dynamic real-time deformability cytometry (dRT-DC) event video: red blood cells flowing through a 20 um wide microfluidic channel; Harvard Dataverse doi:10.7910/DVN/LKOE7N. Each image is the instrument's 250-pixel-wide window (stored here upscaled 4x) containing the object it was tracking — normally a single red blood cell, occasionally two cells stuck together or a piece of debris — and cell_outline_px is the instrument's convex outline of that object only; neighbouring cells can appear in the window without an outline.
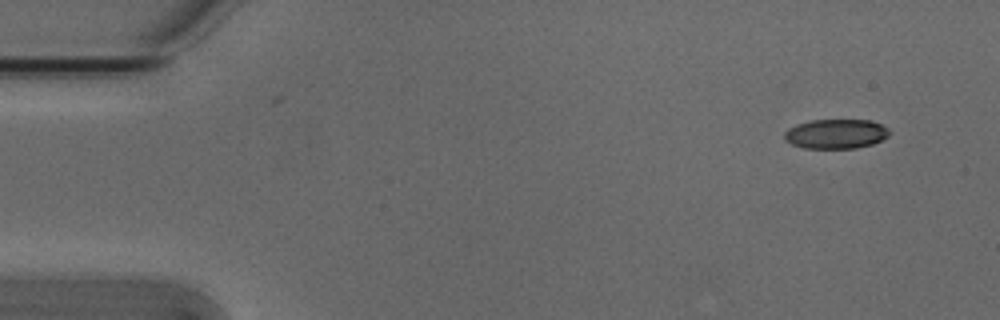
{"species": "Egyptian fruit bat (a non-hibernating species)", "species_latin": "Rousettus aegyptiacus", "temperature_condition": "cold", "stored_images_in_passage": 51, "camera_frame_rate_fps": 3000, "um_per_image_px": 0.085, "animal": {"sex": "male"}, "frame": {"image": 1, "passage_image": 1, "time_ms": 0.0, "image_size_px": [1000, 320], "cell_outline_px": [[892, 132], [888, 136], [872, 144], [856, 148], [804, 148], [792, 144], [784, 140], [784, 132], [788, 128], [796, 124], [808, 120], [872, 120], [888, 128]], "centroid_in_image_um": [71.04, 11.37], "position_along_channel_um": 14.0, "area_um2": 18.21}}
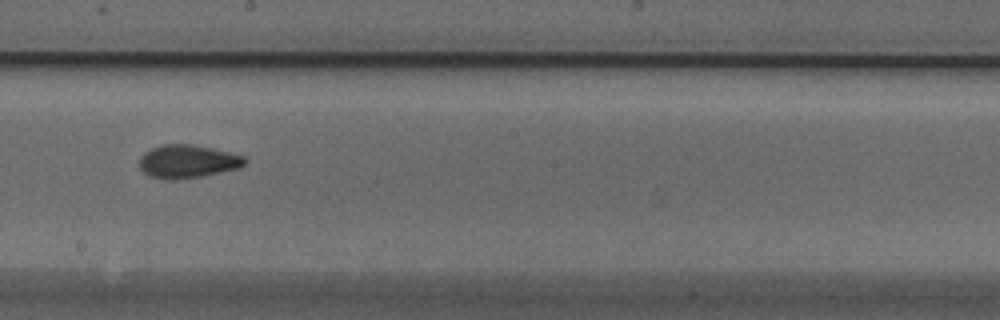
{"frame": {"image": 2, "passage_image": 27, "time_ms": 8.667, "image_size_px": [1000, 320], "cell_outline_px": [[248, 160], [240, 168], [204, 176], [184, 180], [164, 180], [148, 176], [140, 168], [140, 156], [144, 152], [160, 144], [192, 144], [212, 148], [244, 156]], "centroid_in_image_um": [15.94, 13.74], "position_along_channel_um": 232.3, "area_um2": 20.81}}
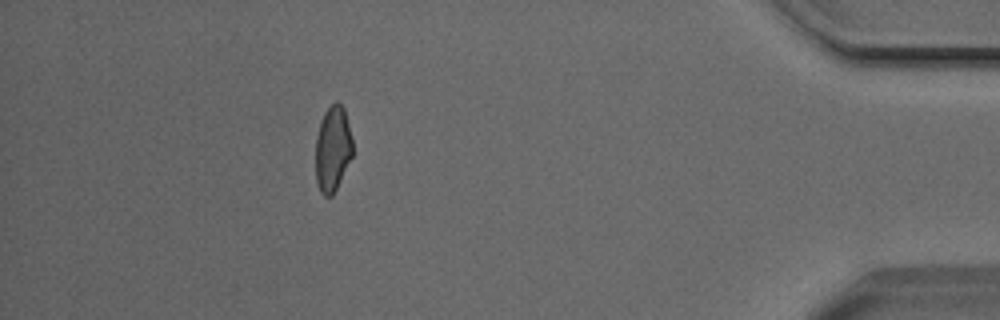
{"frame": {"image": 3, "passage_image": 45, "time_ms": 14.667, "image_size_px": [1000, 320], "cell_outline_px": [[352, 156], [332, 196], [324, 196], [320, 192], [316, 180], [316, 136], [320, 120], [324, 112], [336, 100], [344, 108], [352, 140]], "centroid_in_image_um": [28.26, 12.63], "position_along_channel_um": 406.9, "area_um2": 18.32}, "authors_computed_cell_mechanics": {"area_um2": 19.363, "velocity_mm_per_s": 3.8167, "shape_relaxation_time_tau1_ms": 6.2233, "shape_relaxation_time_tau2_ms": 1.9761, "deformation_change_tau1": 0.1452, "deformation_change_tau2": 0.0709}}